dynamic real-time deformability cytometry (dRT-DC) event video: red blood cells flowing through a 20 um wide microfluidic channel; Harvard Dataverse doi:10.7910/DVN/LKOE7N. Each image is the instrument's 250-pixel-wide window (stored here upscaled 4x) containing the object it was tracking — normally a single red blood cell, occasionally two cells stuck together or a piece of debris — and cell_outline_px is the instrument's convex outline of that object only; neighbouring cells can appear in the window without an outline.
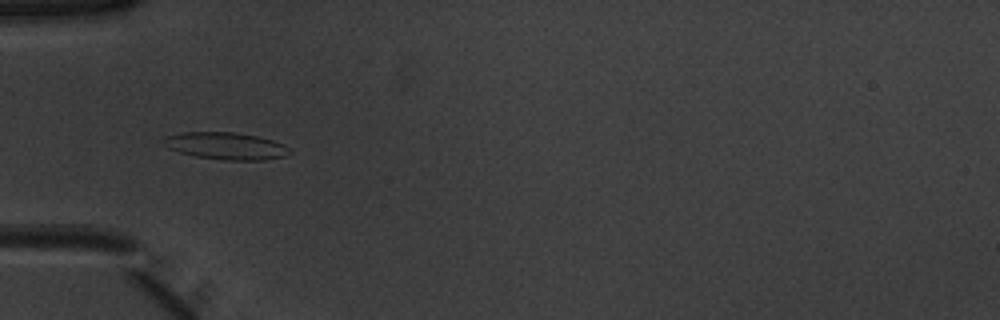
{"species": "common noctule bat (a hibernating species)", "species_latin": "Nyctalus noctula", "temperature_condition": "warm", "stored_images_in_passage": 36, "camera_frame_rate_fps": 3000, "um_per_image_px": 0.085, "animal": {"sex": "male", "body_mass_g": 20.1, "forearm_length_mm": 53.5}, "frame": {"image": 1, "passage_image": 1, "time_ms": 0.0, "image_size_px": [1000, 320], "cell_outline_px": [[292, 152], [284, 156], [264, 160], [224, 160], [196, 156], [180, 152], [168, 148], [160, 140], [164, 136], [184, 132], [232, 132], [256, 136], [272, 140], [284, 144]], "centroid_in_image_um": [19.17, 12.4], "position_along_channel_um": 65.8, "area_um2": 19.88}}
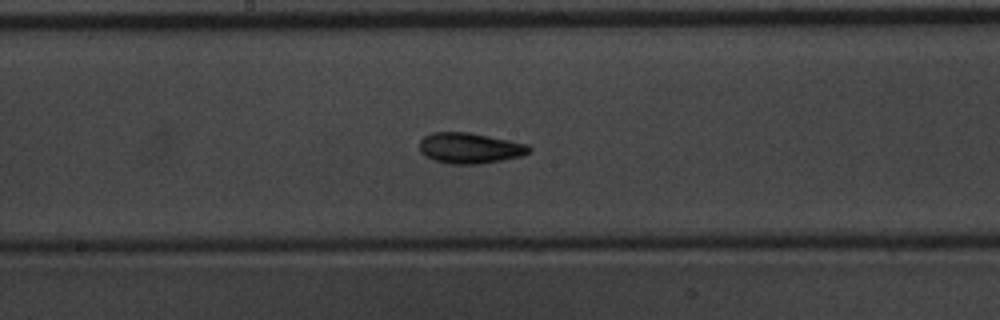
{"frame": {"image": 2, "passage_image": 12, "time_ms": 3.667, "image_size_px": [1000, 320], "cell_outline_px": [[532, 152], [520, 156], [480, 164], [452, 164], [436, 160], [424, 156], [420, 152], [420, 140], [424, 136], [432, 132], [468, 132], [528, 144], [532, 148]], "centroid_in_image_um": [39.93, 12.58], "position_along_channel_um": 208.3, "area_um2": 19.54}}
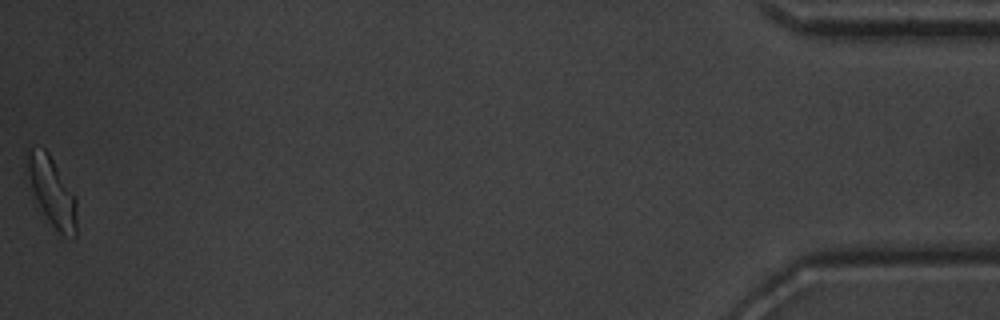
{"frame": {"image": 3, "passage_image": 36, "time_ms": 11.667, "image_size_px": [1000, 320], "cell_outline_px": [[76, 236], [56, 236], [36, 200], [32, 188], [24, 152], [28, 148], [44, 148], [48, 152], [76, 196]], "centroid_in_image_um": [4.43, 16.33], "position_along_channel_um": 430.8, "area_um2": 20.06}, "authors_computed_cell_mechanics": {"area_um2": 18.6405, "velocity_mm_per_s": 3.9093, "shape_relaxation_time_tau1_ms": 3.4943, "shape_relaxation_time_tau2_ms": 2.4123, "deformation_change_tau1": 0.1313, "deformation_change_tau2": 0.0984}}